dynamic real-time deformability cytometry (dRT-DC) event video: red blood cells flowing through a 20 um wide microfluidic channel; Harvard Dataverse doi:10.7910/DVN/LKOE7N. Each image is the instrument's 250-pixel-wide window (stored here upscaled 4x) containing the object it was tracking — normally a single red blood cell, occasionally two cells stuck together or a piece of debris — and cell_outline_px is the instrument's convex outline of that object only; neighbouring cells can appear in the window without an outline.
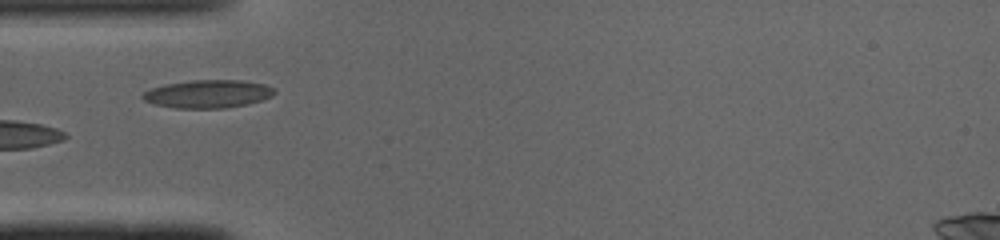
{"species": "common noctule bat (a hibernating species)", "species_latin": "Nyctalus noctula", "temperature_condition": "cold", "stored_images_in_passage": 35, "camera_frame_rate_fps": 3000, "um_per_image_px": 0.085, "animal": {"sex": "male", "body_mass_g": 19.0, "forearm_length_mm": 50.8}, "frame": {"image": 1, "passage_image": 1, "time_ms": 0.0, "image_size_px": [1000, 240], "cell_outline_px": [[276, 92], [272, 96], [248, 104], [224, 108], [176, 108], [156, 104], [144, 100], [140, 96], [144, 92], [152, 88], [164, 84], [192, 80], [240, 80], [264, 84], [276, 88]], "centroid_in_image_um": [17.69, 7.98], "position_along_channel_um": 67.3, "area_um2": 21.5}, "authors_computed_cell_mechanics": {"area_um2": 19.074, "velocity_mm_per_s": 4.0835, "shape_relaxation_time_tau1_ms": 6.9717, "shape_relaxation_time_tau2_ms": 0.9531, "deformation_change_tau1": 0.153, "deformation_change_tau2": 0.0412}}